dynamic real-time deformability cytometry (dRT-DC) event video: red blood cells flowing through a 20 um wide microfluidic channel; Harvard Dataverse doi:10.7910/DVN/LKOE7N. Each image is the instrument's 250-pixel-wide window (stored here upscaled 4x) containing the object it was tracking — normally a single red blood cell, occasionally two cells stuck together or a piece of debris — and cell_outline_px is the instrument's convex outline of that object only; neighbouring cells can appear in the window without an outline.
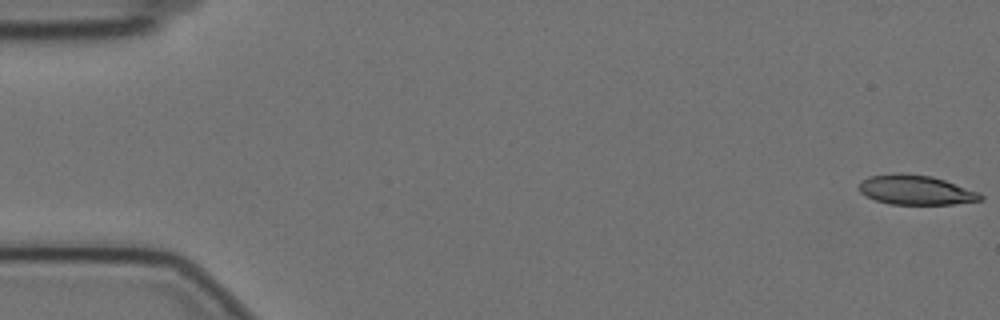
{"species": "Egyptian fruit bat (a non-hibernating species)", "species_latin": "Rousettus aegyptiacus", "temperature_condition": "cold", "stored_images_in_passage": 11, "segment_of_instrument_passage": [1, 2], "camera_frame_rate_fps": 3000, "um_per_image_px": 0.085, "animal": {"sex": "female"}, "frame": {"image": 1, "passage_image": 1, "time_ms": 0.0, "image_size_px": [1000, 320], "cell_outline_px": [[984, 200], [952, 204], [888, 204], [876, 200], [860, 192], [856, 188], [860, 180], [868, 176], [892, 172], [908, 172], [932, 176], [980, 192], [984, 196]], "centroid_in_image_um": [77.8, 16.12], "position_along_channel_um": 7.2, "area_um2": 21.44}}